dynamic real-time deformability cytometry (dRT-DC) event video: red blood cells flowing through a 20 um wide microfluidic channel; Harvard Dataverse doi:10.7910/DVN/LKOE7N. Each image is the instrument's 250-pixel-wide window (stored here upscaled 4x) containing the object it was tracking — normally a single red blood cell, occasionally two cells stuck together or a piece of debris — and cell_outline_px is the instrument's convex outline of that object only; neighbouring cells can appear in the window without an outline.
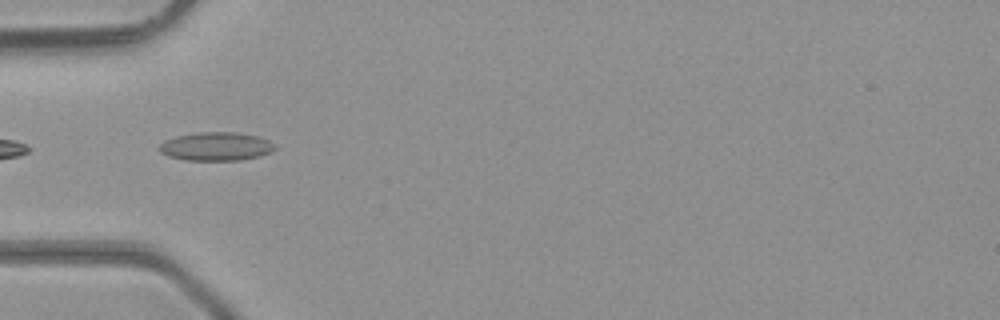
{"species": "common noctule bat (a hibernating species)", "species_latin": "Nyctalus noctula", "temperature_condition": "room temperature", "stored_images_in_passage": 4, "camera_frame_rate_fps": 3000, "um_per_image_px": 0.085, "animal": {"sex": "male", "body_mass_g": 23.1, "forearm_length_mm": 52.7}, "frame": {"image": 1, "passage_image": 3, "time_ms": 0.667, "image_size_px": [1000, 320], "cell_outline_px": [[276, 148], [272, 152], [260, 156], [240, 160], [184, 160], [168, 156], [160, 152], [160, 144], [164, 140], [176, 136], [200, 132], [236, 132], [260, 136], [276, 144]], "centroid_in_image_um": [18.4, 12.44], "position_along_channel_um": 66.6, "area_um2": 19.36}}
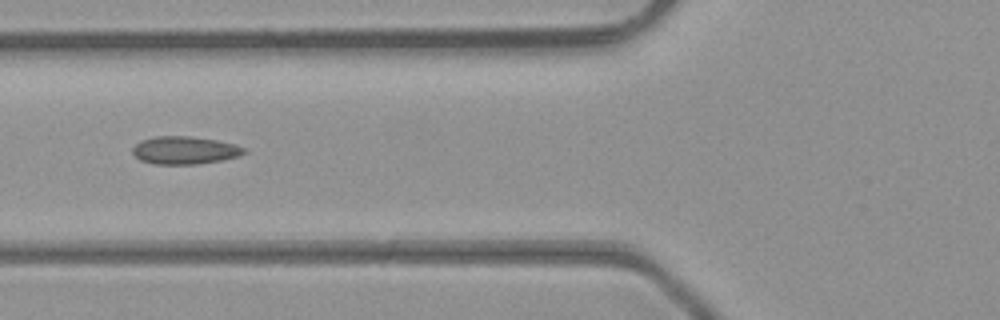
{"frame": {"image": 2, "passage_image": 4, "time_ms": 1.0, "image_size_px": [1000, 320], "cell_outline_px": [[248, 152], [240, 156], [224, 160], [196, 164], [152, 164], [140, 160], [132, 152], [132, 148], [140, 140], [156, 136], [192, 136], [216, 140], [236, 144], [244, 148]], "centroid_in_image_um": [15.72, 12.77], "position_along_channel_um": 110.1, "area_um2": 18.26}}